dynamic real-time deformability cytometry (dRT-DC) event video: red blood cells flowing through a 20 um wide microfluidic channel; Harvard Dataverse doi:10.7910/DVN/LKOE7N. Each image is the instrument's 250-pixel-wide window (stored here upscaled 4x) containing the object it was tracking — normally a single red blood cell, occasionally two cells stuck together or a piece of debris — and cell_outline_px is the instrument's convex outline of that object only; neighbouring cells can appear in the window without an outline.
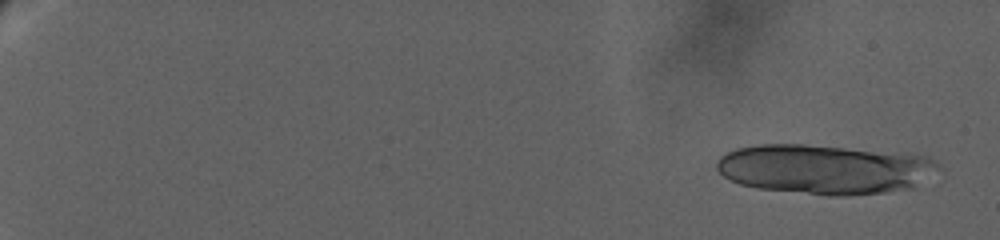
{"species": "human", "species_latin": "Homo sapiens", "temperature_condition": "warm", "stored_images_in_passage": 17, "camera_frame_rate_fps": 3000, "um_per_image_px": 0.085, "donor": {"sex": "female"}, "frame": {"image": 1, "passage_image": 1, "time_ms": 0.0, "image_size_px": [1000, 240], "cell_outline_px": [[944, 168], [916, 188], [884, 192], [848, 196], [828, 196], [756, 188], [740, 184], [724, 176], [716, 168], [716, 164], [720, 156], [736, 148], [760, 144], [804, 144], [908, 152], [928, 156], [940, 164]], "centroid_in_image_um": [70.22, 14.38], "position_along_channel_um": 14.8, "area_um2": 65.43}}
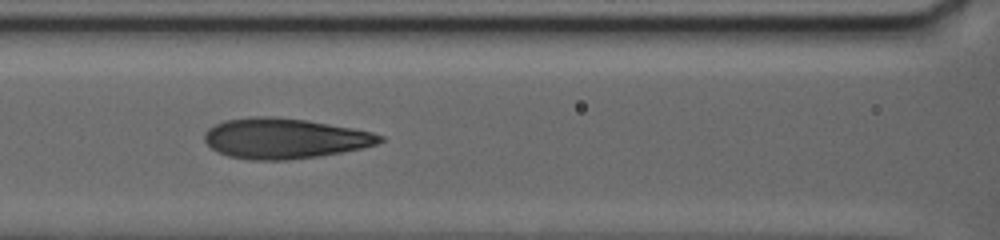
{"frame": {"image": 2, "passage_image": 15, "time_ms": 12.0, "image_size_px": [1000, 240], "cell_outline_px": [[384, 140], [376, 144], [360, 148], [340, 152], [316, 156], [288, 160], [256, 160], [228, 156], [216, 152], [204, 140], [204, 132], [208, 128], [224, 120], [252, 116], [272, 116], [308, 120], [352, 128], [372, 132], [384, 136]], "centroid_in_image_um": [24.15, 11.75], "position_along_channel_um": 142.5, "area_um2": 41.15}}
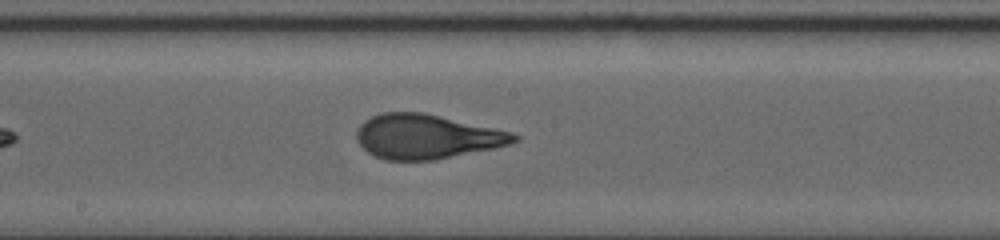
{"frame": {"image": 3, "passage_image": 17, "time_ms": 14.333, "image_size_px": [1000, 240], "cell_outline_px": [[520, 140], [508, 144], [492, 148], [436, 160], [384, 160], [368, 152], [356, 140], [356, 128], [364, 120], [380, 112], [424, 112], [512, 132], [520, 136]], "centroid_in_image_um": [36.23, 11.6], "position_along_channel_um": 212.0, "area_um2": 40.81}}